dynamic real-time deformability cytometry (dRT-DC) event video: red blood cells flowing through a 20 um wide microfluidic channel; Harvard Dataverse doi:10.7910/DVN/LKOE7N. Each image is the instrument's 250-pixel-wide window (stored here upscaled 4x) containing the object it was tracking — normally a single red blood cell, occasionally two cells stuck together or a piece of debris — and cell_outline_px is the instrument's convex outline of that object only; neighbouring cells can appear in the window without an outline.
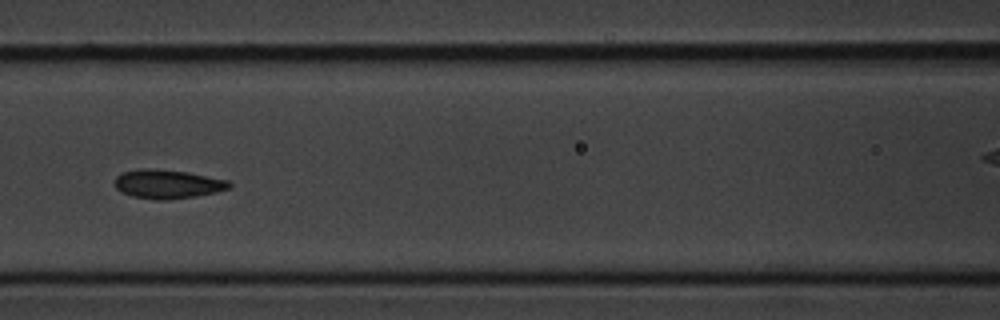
{"species": "common noctule bat (a hibernating species)", "species_latin": "Nyctalus noctula", "temperature_condition": "cold", "stored_images_in_passage": 13, "camera_frame_rate_fps": 3000, "um_per_image_px": 0.085, "animal": {"sex": "male", "body_mass_g": 20.1, "forearm_length_mm": 53.5}, "frame": {"image": 1, "passage_image": 6, "time_ms": 6.667, "image_size_px": [1000, 320], "cell_outline_px": [[232, 184], [228, 188], [216, 192], [196, 196], [168, 200], [156, 200], [132, 196], [116, 188], [116, 176], [124, 172], [144, 168], [148, 168], [188, 172], [228, 180]], "centroid_in_image_um": [14.27, 15.65], "position_along_channel_um": 152.3, "area_um2": 19.07}}
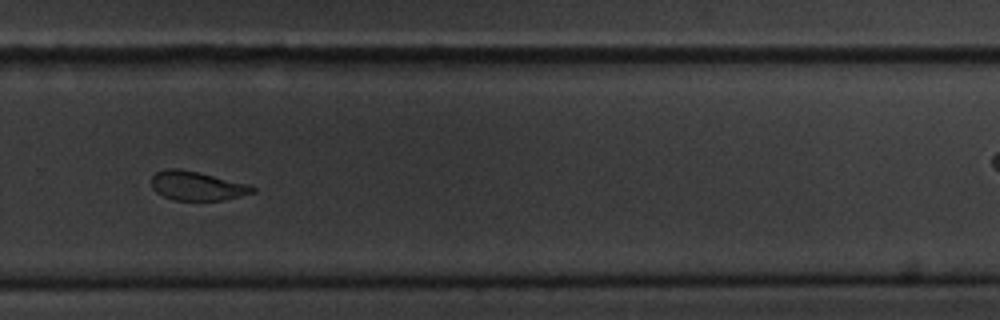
{"frame": {"image": 2, "passage_image": 10, "time_ms": 11.333, "image_size_px": [1000, 320], "cell_outline_px": [[256, 192], [224, 200], [176, 200], [164, 196], [156, 192], [152, 188], [152, 176], [156, 172], [168, 168], [180, 168], [248, 184], [256, 188]], "centroid_in_image_um": [16.74, 15.8], "position_along_channel_um": 313.1, "area_um2": 16.99}}
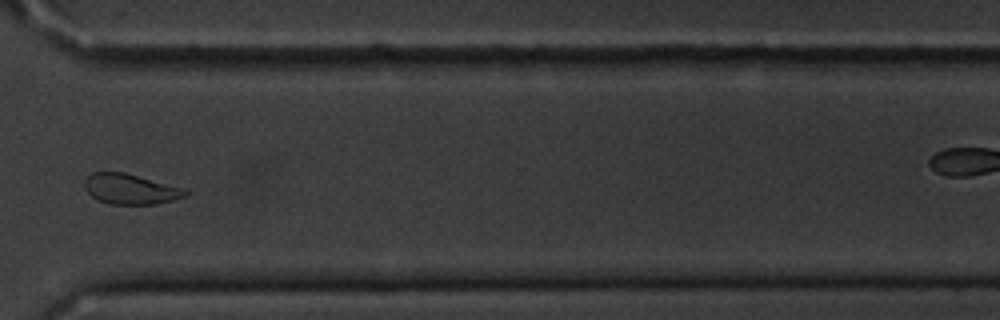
{"frame": {"image": 3, "passage_image": 11, "time_ms": 12.667, "image_size_px": [1000, 320], "cell_outline_px": [[188, 196], [156, 204], [112, 204], [96, 200], [84, 188], [84, 180], [92, 172], [124, 172], [188, 188]], "centroid_in_image_um": [11.13, 16.06], "position_along_channel_um": 359.5, "area_um2": 18.09}, "authors_computed_cell_mechanics": {"area_um2": 18.6116, "velocity_mm_per_s": 3.4642, "shape_relaxation_time_tau1_ms": 0.8445, "shape_relaxation_time_tau2_ms": 0.9889, "deformation_change_tau1": 0.0772, "deformation_change_tau2": 0.049}}